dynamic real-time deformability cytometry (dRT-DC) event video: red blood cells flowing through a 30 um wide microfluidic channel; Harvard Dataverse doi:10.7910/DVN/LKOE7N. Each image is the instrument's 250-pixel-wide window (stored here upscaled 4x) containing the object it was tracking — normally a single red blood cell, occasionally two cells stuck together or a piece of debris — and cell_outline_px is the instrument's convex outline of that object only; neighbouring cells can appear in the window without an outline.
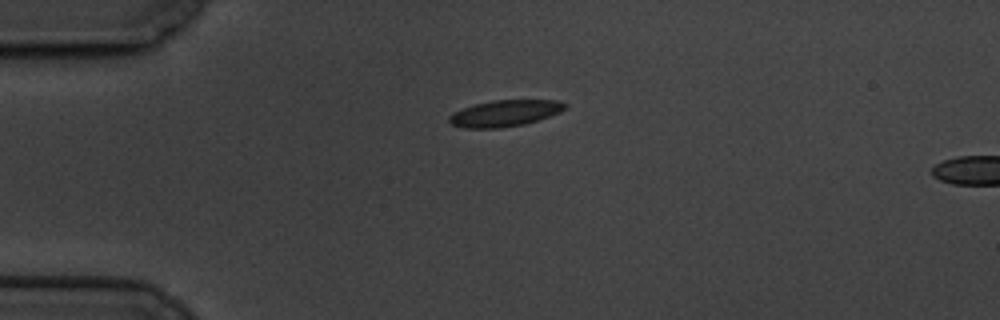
{"species": "common noctule bat (a hibernating species)", "species_latin": "Nyctalus noctula", "temperature_condition": "cold", "stored_images_in_passage": 4, "camera_frame_rate_fps": 3000, "um_per_image_px": 0.085, "animal": {"sex": "male", "body_mass_g": 19.5, "forearm_length_mm": 54.6}, "frame": {"image": 1, "passage_image": 1, "time_ms": 0.0, "image_size_px": [1000, 320], "cell_outline_px": [[568, 104], [560, 112], [524, 124], [500, 128], [464, 128], [452, 124], [448, 120], [448, 116], [452, 112], [476, 104], [492, 100], [560, 100]], "centroid_in_image_um": [42.89, 9.62], "position_along_channel_um": 42.1, "area_um2": 17.69}}